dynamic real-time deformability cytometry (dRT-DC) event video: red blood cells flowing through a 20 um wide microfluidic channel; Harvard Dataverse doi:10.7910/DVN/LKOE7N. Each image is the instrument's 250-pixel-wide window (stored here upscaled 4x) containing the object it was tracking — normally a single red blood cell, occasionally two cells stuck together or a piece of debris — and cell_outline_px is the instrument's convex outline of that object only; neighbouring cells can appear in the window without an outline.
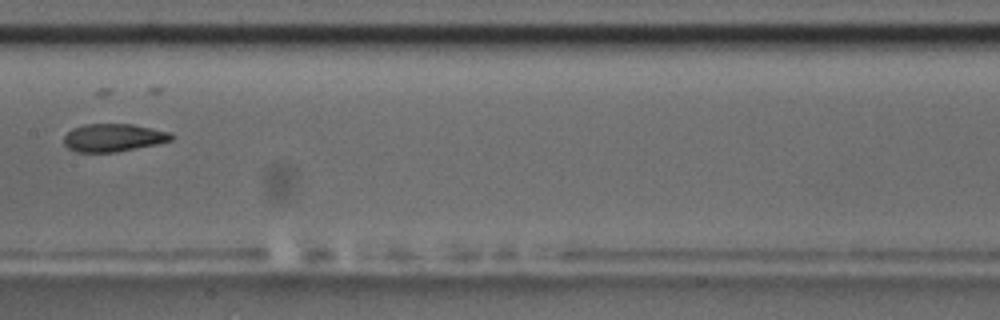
{"species": "common noctule bat (a hibernating species)", "species_latin": "Nyctalus noctula", "temperature_condition": "room temperature", "stored_images_in_passage": 8, "camera_frame_rate_fps": 3000, "um_per_image_px": 0.085, "animal": {"sex": "male", "body_mass_g": 17.5, "forearm_length_mm": 52.3}, "frame": {"image": 1, "passage_image": 8, "time_ms": 8.0, "image_size_px": [1000, 320], "cell_outline_px": [[176, 136], [172, 140], [156, 144], [116, 152], [76, 152], [68, 148], [64, 144], [64, 136], [72, 128], [84, 124], [132, 124], [172, 132]], "centroid_in_image_um": [9.65, 11.69], "position_along_channel_um": 197.7, "area_um2": 17.57}}